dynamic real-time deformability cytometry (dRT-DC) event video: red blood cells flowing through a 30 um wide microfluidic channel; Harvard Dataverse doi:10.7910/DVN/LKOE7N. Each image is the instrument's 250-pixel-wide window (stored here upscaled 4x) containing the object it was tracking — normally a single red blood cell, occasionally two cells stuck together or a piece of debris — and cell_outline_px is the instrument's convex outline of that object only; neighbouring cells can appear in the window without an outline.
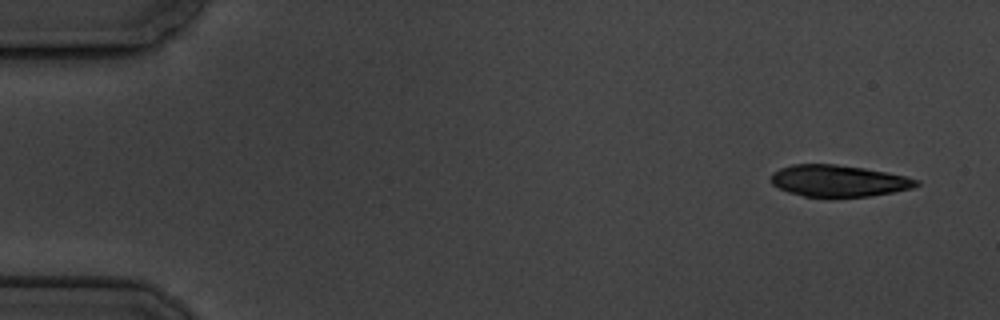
{"species": "common noctule bat (a hibernating species)", "species_latin": "Nyctalus noctula", "temperature_condition": "cold", "stored_images_in_passage": 5, "segment_of_instrument_passage": [1, 2], "camera_frame_rate_fps": 3000, "um_per_image_px": 0.085, "animal": {"sex": "male", "body_mass_g": 19.5, "forearm_length_mm": 54.6}, "frame": {"image": 1, "passage_image": 1, "time_ms": 0.0, "image_size_px": [1000, 320], "cell_outline_px": [[920, 184], [912, 188], [892, 192], [868, 196], [804, 196], [788, 192], [772, 184], [768, 180], [772, 172], [780, 168], [792, 164], [836, 164], [864, 168], [888, 172], [908, 176], [920, 180]], "centroid_in_image_um": [71.27, 15.35], "position_along_channel_um": 13.7, "area_um2": 26.82}}